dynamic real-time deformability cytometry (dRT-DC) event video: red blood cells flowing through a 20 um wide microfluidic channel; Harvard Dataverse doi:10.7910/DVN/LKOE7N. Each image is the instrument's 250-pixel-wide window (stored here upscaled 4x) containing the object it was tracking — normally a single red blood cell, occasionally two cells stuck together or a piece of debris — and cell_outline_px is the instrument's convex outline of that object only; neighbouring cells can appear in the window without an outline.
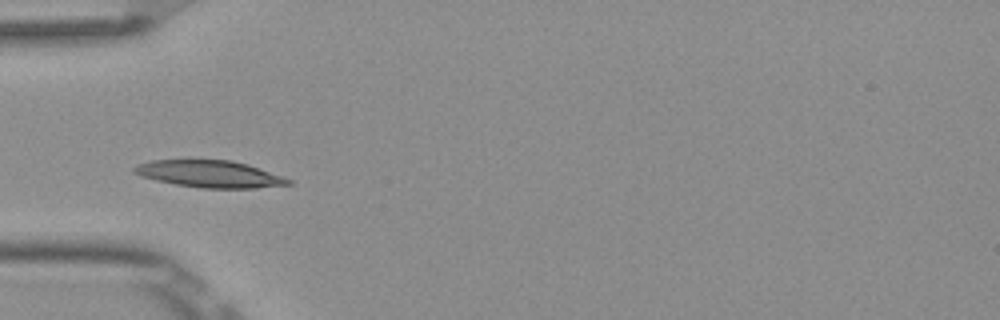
{"species": "Egyptian fruit bat (a non-hibernating species)", "species_latin": "Rousettus aegyptiacus", "temperature_condition": "room temperature", "stored_images_in_passage": 6, "camera_frame_rate_fps": 3000, "um_per_image_px": 0.085, "frame": {"image": 1, "passage_image": 3, "time_ms": 0.667, "image_size_px": [1000, 320], "cell_outline_px": [[292, 184], [256, 188], [200, 188], [176, 184], [156, 180], [140, 176], [132, 172], [132, 168], [136, 164], [152, 160], [232, 160], [248, 164], [292, 180]], "centroid_in_image_um": [17.79, 14.78], "position_along_channel_um": 67.2, "area_um2": 24.22}}
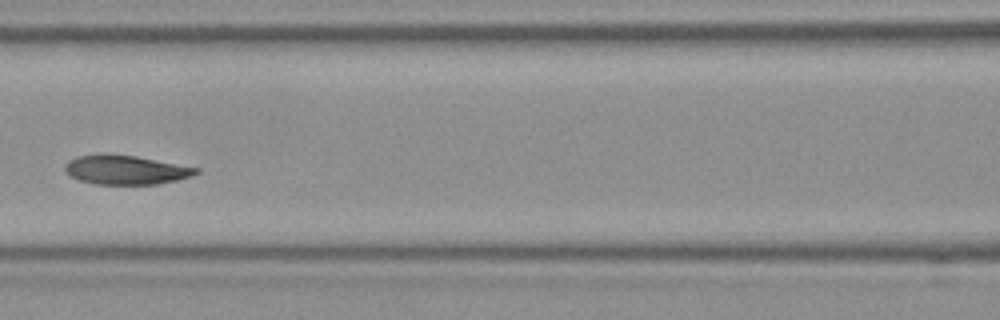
{"frame": {"image": 2, "passage_image": 5, "time_ms": 1.333, "image_size_px": [1000, 320], "cell_outline_px": [[200, 172], [176, 180], [156, 184], [96, 184], [80, 180], [68, 176], [64, 172], [64, 164], [68, 160], [76, 156], [96, 152], [136, 156], [200, 168]], "centroid_in_image_um": [10.59, 14.41], "position_along_channel_um": 156.0, "area_um2": 22.6}}
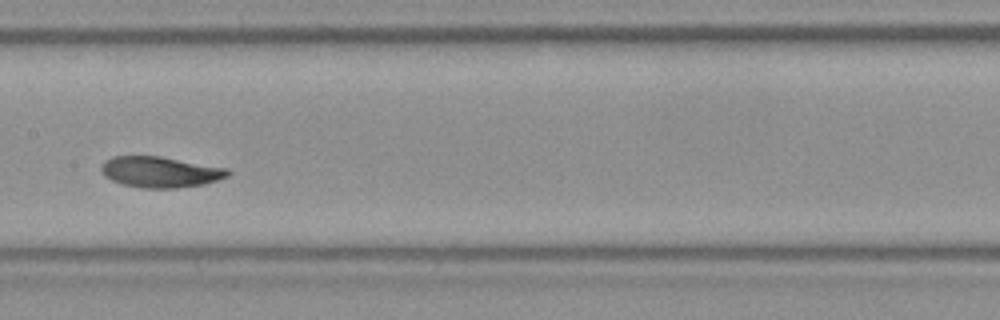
{"frame": {"image": 3, "passage_image": 6, "time_ms": 1.667, "image_size_px": [1000, 320], "cell_outline_px": [[232, 172], [228, 176], [204, 184], [176, 188], [140, 188], [124, 184], [112, 180], [104, 176], [100, 168], [104, 160], [112, 156], [160, 156], [228, 168]], "centroid_in_image_um": [13.62, 14.61], "position_along_channel_um": 193.8, "area_um2": 22.83}}